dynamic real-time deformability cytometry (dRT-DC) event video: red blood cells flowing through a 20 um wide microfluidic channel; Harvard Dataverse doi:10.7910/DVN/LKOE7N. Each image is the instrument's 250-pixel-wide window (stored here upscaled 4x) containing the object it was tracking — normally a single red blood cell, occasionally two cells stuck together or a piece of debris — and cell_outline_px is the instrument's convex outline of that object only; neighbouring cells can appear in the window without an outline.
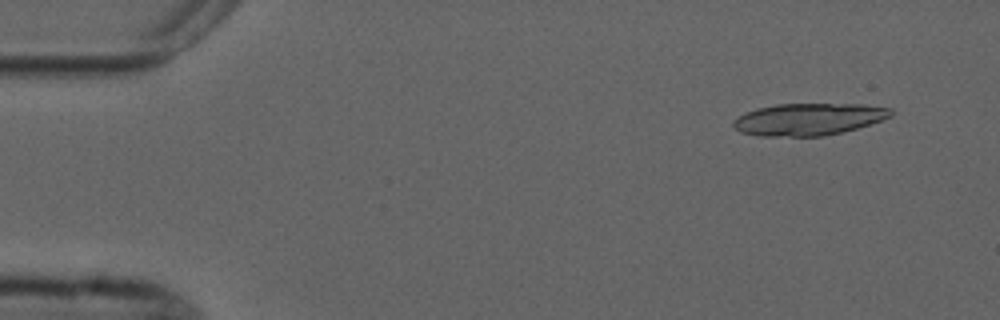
{"species": "common noctule bat (a hibernating species)", "species_latin": "Nyctalus noctula", "temperature_condition": "cold", "stored_images_in_passage": 5, "camera_frame_rate_fps": 3000, "um_per_image_px": 0.085, "animal": {"sex": "male", "forearm_length_mm": 52.5}, "frame": {"image": 1, "passage_image": 1, "time_ms": 0.0, "image_size_px": [1000, 320], "cell_outline_px": [[892, 116], [844, 132], [824, 136], [760, 136], [740, 132], [732, 124], [740, 116], [756, 108], [776, 104], [864, 104], [892, 108]], "centroid_in_image_um": [68.75, 10.13], "position_along_channel_um": 16.2, "area_um2": 29.25}}